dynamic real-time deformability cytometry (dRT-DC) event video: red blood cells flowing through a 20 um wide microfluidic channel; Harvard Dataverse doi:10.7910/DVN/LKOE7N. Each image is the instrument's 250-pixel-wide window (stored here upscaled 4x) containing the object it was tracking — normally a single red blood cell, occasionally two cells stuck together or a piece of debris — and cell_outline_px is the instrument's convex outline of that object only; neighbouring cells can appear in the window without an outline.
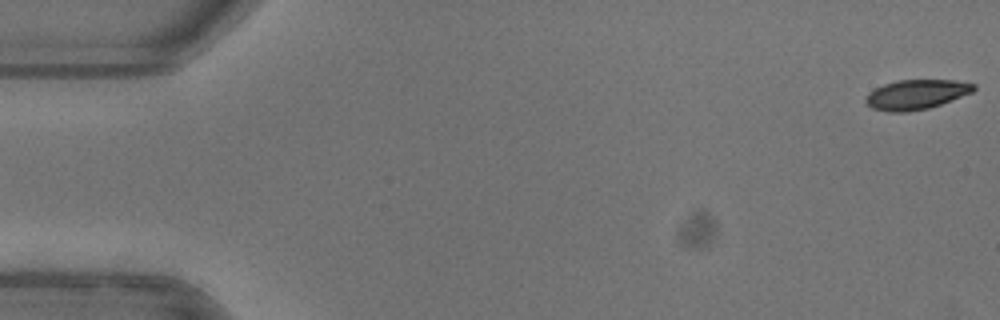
{"species": "common noctule bat (a hibernating species)", "species_latin": "Nyctalus noctula", "temperature_condition": "warm", "stored_images_in_passage": 45, "camera_frame_rate_fps": 3000, "um_per_image_px": 0.085, "animal": {"sex": "female"}, "frame": {"image": 1, "passage_image": 1, "time_ms": 0.0, "image_size_px": [1000, 320], "cell_outline_px": [[976, 88], [972, 92], [940, 104], [928, 108], [908, 112], [888, 112], [872, 108], [864, 100], [868, 92], [884, 84], [896, 80], [956, 80], [976, 84]], "centroid_in_image_um": [77.86, 8.03], "position_along_channel_um": 7.1, "area_um2": 18.67}}
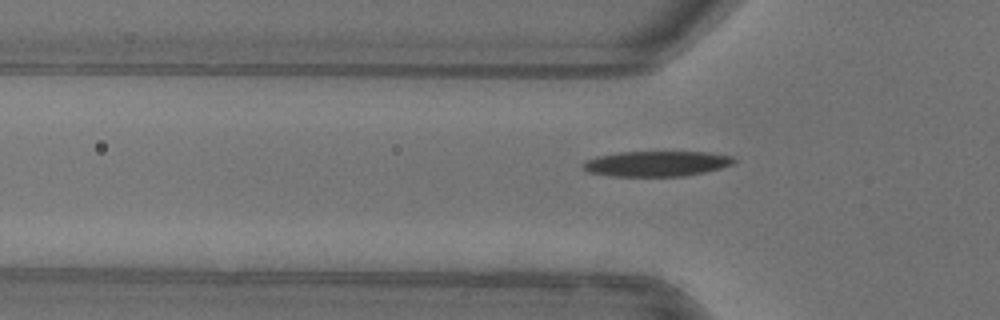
{"frame": {"image": 2, "passage_image": 16, "time_ms": 5.0, "image_size_px": [1000, 320], "cell_outline_px": [[736, 160], [732, 164], [720, 168], [704, 172], [684, 176], [612, 176], [588, 172], [580, 168], [580, 164], [584, 160], [596, 156], [620, 152], [708, 152], [732, 156]], "centroid_in_image_um": [55.73, 13.91], "position_along_channel_um": 70.1, "area_um2": 22.43}}
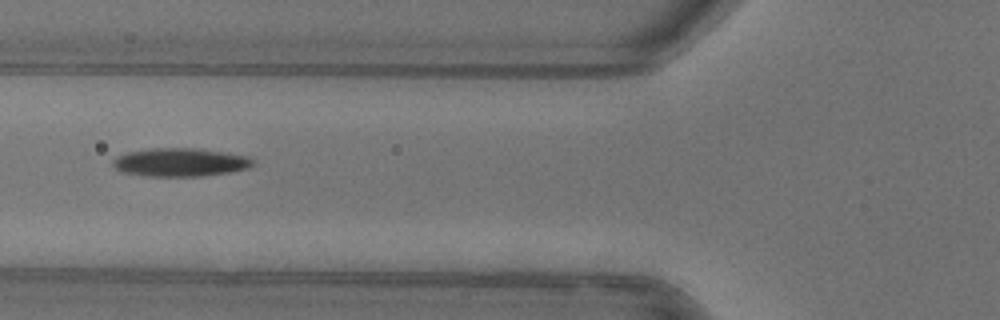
{"frame": {"image": 3, "passage_image": 19, "time_ms": 6.0, "image_size_px": [1000, 320], "cell_outline_px": [[252, 164], [248, 168], [228, 172], [200, 176], [144, 176], [120, 172], [112, 164], [112, 160], [116, 156], [128, 152], [148, 148], [196, 148], [248, 156], [252, 160]], "centroid_in_image_um": [15.24, 13.79], "position_along_channel_um": 110.6, "area_um2": 23.06}}